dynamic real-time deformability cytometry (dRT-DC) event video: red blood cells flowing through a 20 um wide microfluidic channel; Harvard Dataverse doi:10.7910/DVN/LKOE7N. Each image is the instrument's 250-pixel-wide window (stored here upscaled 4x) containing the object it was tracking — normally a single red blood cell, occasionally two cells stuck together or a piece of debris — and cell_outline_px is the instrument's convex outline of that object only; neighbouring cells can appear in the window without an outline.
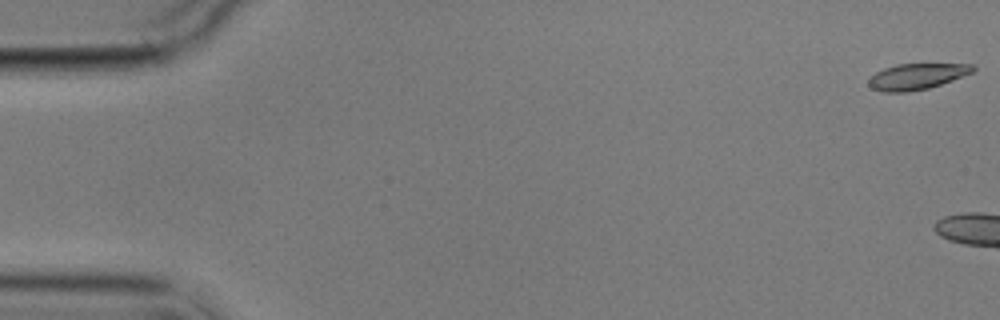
{"species": "common noctule bat (a hibernating species)", "species_latin": "Nyctalus noctula", "temperature_condition": "cold", "stored_images_in_passage": 7, "camera_frame_rate_fps": 3000, "um_per_image_px": 0.085, "animal": {"sex": "male", "body_mass_g": 17.9}, "frame": {"image": 1, "passage_image": 1, "time_ms": 0.0, "image_size_px": [1000, 320], "cell_outline_px": [[976, 68], [972, 72], [952, 80], [928, 88], [908, 92], [884, 92], [872, 88], [868, 84], [868, 80], [876, 72], [884, 68], [896, 64], [976, 64]], "centroid_in_image_um": [77.92, 6.49], "position_along_channel_um": 7.1, "area_um2": 15.66}}
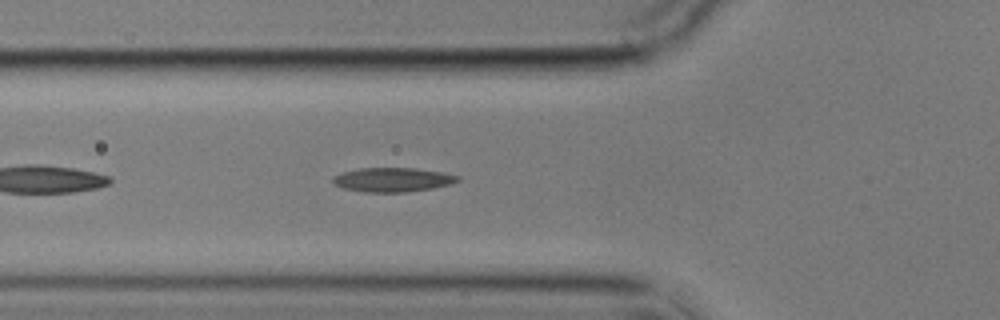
{"frame": {"image": 2, "passage_image": 7, "time_ms": 8.333, "image_size_px": [1000, 320], "cell_outline_px": [[460, 180], [448, 184], [432, 188], [408, 192], [364, 192], [344, 188], [336, 184], [332, 180], [332, 176], [344, 172], [360, 168], [416, 168], [444, 172], [460, 176]], "centroid_in_image_um": [33.39, 15.27], "position_along_channel_um": 92.4, "area_um2": 17.51}}